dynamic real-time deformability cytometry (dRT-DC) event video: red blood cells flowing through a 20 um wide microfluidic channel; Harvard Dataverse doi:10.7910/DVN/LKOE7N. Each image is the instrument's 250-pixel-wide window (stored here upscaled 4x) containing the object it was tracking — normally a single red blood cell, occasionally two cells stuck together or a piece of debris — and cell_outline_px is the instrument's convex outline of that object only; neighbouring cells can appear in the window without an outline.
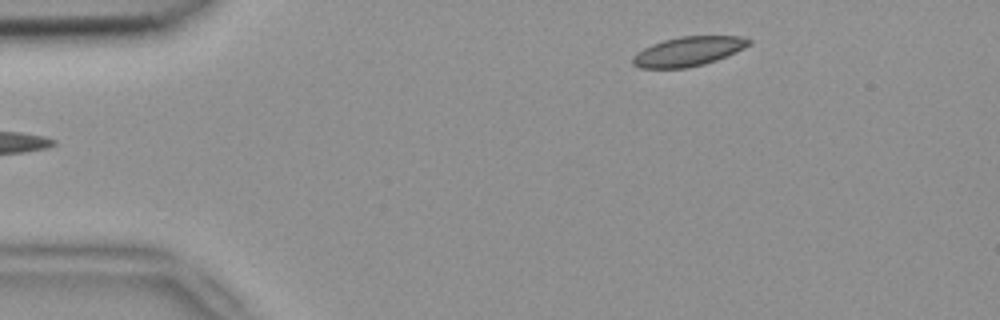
{"species": "common noctule bat (a hibernating species)", "species_latin": "Nyctalus noctula", "temperature_condition": "room temperature", "stored_images_in_passage": 5, "segment_of_instrument_passage": [2, 2], "camera_frame_rate_fps": 3000, "um_per_image_px": 0.085, "animal": {"sex": "female", "body_mass_g": 18.4}, "frame": {"image": 1, "passage_image": 5, "time_ms": 1.333, "image_size_px": [1000, 320], "cell_outline_px": [[752, 44], [736, 52], [716, 60], [704, 64], [688, 68], [640, 68], [632, 64], [632, 56], [636, 52], [652, 44], [664, 40], [680, 36], [740, 36], [752, 40]], "centroid_in_image_um": [58.5, 4.37], "position_along_channel_um": 26.5, "area_um2": 20.0}}